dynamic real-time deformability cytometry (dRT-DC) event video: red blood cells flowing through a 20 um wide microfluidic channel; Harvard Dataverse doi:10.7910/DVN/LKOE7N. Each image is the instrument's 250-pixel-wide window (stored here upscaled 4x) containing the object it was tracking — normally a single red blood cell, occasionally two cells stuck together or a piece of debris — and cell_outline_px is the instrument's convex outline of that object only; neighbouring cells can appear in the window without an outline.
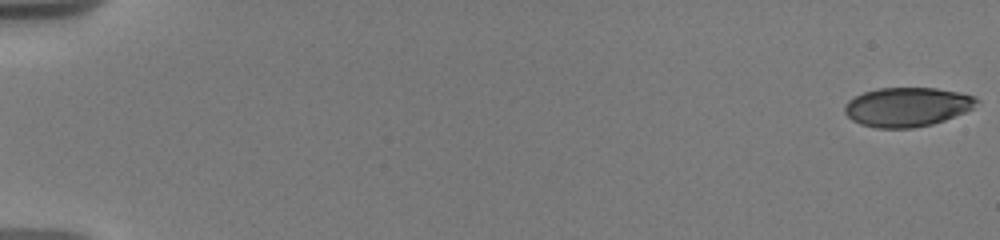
{"species": "human", "species_latin": "Homo sapiens", "temperature_condition": "warm", "stored_images_in_passage": 21, "camera_frame_rate_fps": 3000, "um_per_image_px": 0.085, "donor": {"sex": "male"}, "frame": {"image": 1, "passage_image": 1, "time_ms": 0.0, "image_size_px": [1000, 240], "cell_outline_px": [[980, 100], [972, 108], [964, 112], [944, 120], [932, 124], [912, 128], [876, 128], [860, 124], [852, 120], [844, 112], [844, 104], [848, 100], [864, 92], [880, 88], [936, 88], [976, 96]], "centroid_in_image_um": [77.09, 9.09], "position_along_channel_um": 7.9, "area_um2": 30.06}}
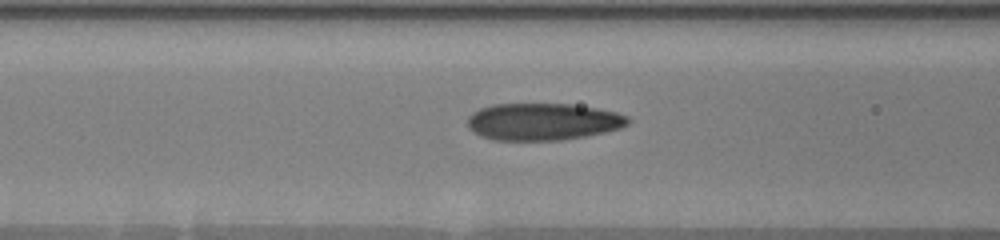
{"frame": {"image": 2, "passage_image": 16, "time_ms": 8.0, "image_size_px": [1000, 240], "cell_outline_px": [[632, 120], [628, 124], [620, 128], [604, 132], [584, 136], [560, 140], [492, 140], [480, 136], [468, 128], [468, 116], [472, 112], [480, 108], [492, 104], [568, 104], [596, 108], [616, 112], [628, 116]], "centroid_in_image_um": [46.12, 10.34], "position_along_channel_um": 120.5, "area_um2": 34.74}}
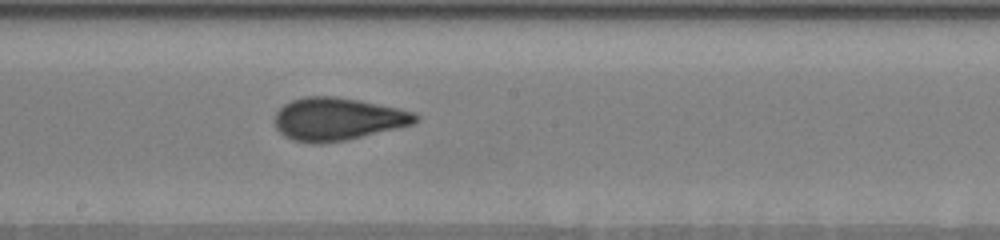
{"frame": {"image": 3, "passage_image": 21, "time_ms": 10.667, "image_size_px": [1000, 240], "cell_outline_px": [[420, 120], [416, 124], [348, 140], [320, 144], [312, 144], [292, 140], [284, 136], [276, 128], [276, 112], [284, 104], [292, 100], [304, 96], [336, 96], [360, 100], [400, 108], [416, 112], [420, 116]], "centroid_in_image_um": [28.76, 10.12], "position_along_channel_um": 219.4, "area_um2": 35.66}}